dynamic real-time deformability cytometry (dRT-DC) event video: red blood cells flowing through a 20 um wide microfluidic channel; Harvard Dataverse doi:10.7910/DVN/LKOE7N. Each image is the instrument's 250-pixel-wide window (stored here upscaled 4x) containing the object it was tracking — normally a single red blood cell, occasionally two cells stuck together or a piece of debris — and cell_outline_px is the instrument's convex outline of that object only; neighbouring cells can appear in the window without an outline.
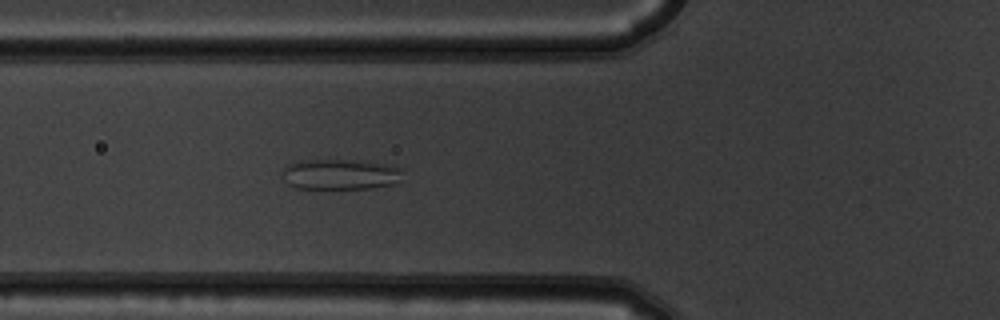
{"species": "common noctule bat (a hibernating species)", "species_latin": "Nyctalus noctula", "temperature_condition": "warm", "stored_images_in_passage": 5, "camera_frame_rate_fps": 3000, "um_per_image_px": 0.085, "animal": {"sex": "male", "body_mass_g": 19.5, "forearm_length_mm": 54.6}, "frame": {"image": 1, "passage_image": 5, "time_ms": 1.333, "image_size_px": [1000, 320], "cell_outline_px": [[404, 168], [396, 184], [372, 188], [296, 188], [288, 184], [284, 172], [288, 164], [308, 160], [344, 160], [380, 164]], "centroid_in_image_um": [28.96, 14.83], "position_along_channel_um": 96.8, "area_um2": 20.75}}